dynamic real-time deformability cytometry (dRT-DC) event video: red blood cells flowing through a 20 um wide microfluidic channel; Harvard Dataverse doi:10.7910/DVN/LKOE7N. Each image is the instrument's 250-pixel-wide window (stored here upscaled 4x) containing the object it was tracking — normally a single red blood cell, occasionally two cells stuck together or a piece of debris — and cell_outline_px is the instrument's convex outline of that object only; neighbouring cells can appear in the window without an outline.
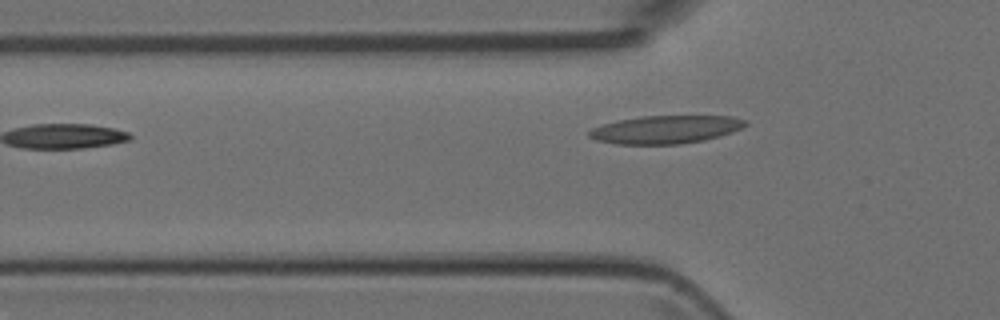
{"species": "Egyptian fruit bat (a non-hibernating species)", "species_latin": "Rousettus aegyptiacus", "temperature_condition": "room temperature", "stored_images_in_passage": 5, "camera_frame_rate_fps": 3000, "um_per_image_px": 0.085, "animal": {"sex": "female"}, "frame": {"image": 1, "passage_image": 4, "time_ms": 3.667, "image_size_px": [1000, 320], "cell_outline_px": [[748, 124], [732, 132], [720, 136], [704, 140], [680, 144], [616, 144], [596, 140], [588, 136], [588, 132], [592, 128], [604, 124], [620, 120], [644, 116], [732, 116], [744, 120]], "centroid_in_image_um": [56.58, 11.01], "position_along_channel_um": 69.2, "area_um2": 25.32}}
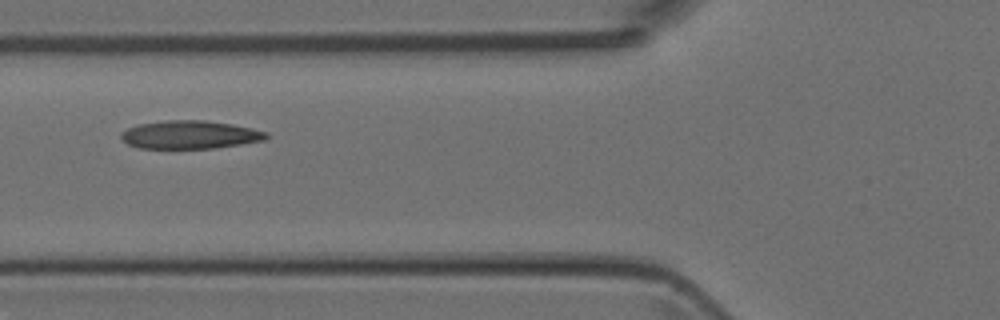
{"frame": {"image": 2, "passage_image": 5, "time_ms": 4.667, "image_size_px": [1000, 320], "cell_outline_px": [[268, 136], [264, 140], [216, 148], [140, 148], [128, 144], [120, 136], [120, 132], [136, 124], [168, 120], [204, 120], [232, 124], [252, 128], [268, 132]], "centroid_in_image_um": [16.14, 11.44], "position_along_channel_um": 109.7, "area_um2": 23.81}}